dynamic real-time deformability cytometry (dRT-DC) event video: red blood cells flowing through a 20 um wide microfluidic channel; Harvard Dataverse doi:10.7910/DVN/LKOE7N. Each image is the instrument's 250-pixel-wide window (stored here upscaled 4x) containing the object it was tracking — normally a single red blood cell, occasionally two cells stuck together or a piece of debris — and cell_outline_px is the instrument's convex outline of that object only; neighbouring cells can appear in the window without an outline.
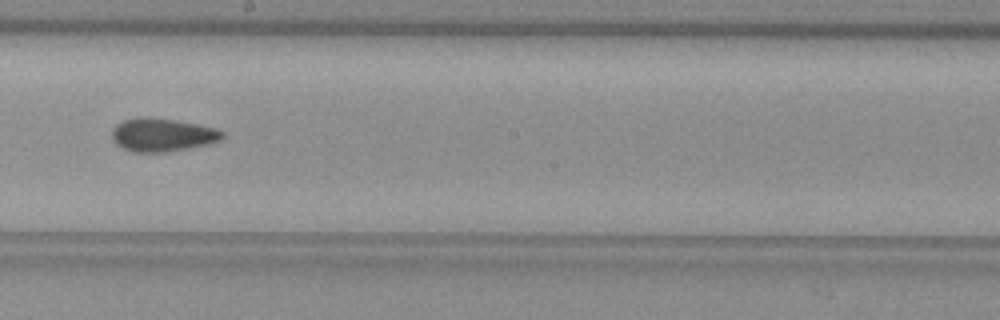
{"species": "common noctule bat (a hibernating species)", "species_latin": "Nyctalus noctula", "temperature_condition": "warm", "stored_images_in_passage": 35, "camera_frame_rate_fps": 3000, "um_per_image_px": 0.085, "animal": {"sex": "female", "body_mass_g": 29.2, "forearm_length_mm": 56.3}, "frame": {"image": 1, "passage_image": 15, "time_ms": 4.667, "image_size_px": [1000, 320], "cell_outline_px": [[224, 136], [220, 140], [208, 144], [168, 152], [132, 152], [116, 144], [112, 140], [112, 128], [116, 124], [124, 120], [140, 116], [148, 116], [196, 124], [216, 128], [224, 132]], "centroid_in_image_um": [13.77, 11.46], "position_along_channel_um": 234.4, "area_um2": 21.44}}
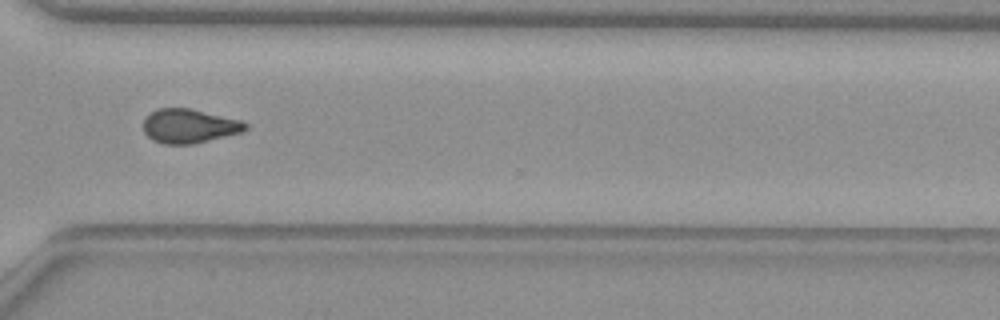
{"frame": {"image": 2, "passage_image": 24, "time_ms": 7.667, "image_size_px": [1000, 320], "cell_outline_px": [[248, 128], [244, 132], [192, 144], [164, 144], [152, 140], [144, 132], [144, 120], [152, 112], [160, 108], [188, 108], [240, 120], [248, 124]], "centroid_in_image_um": [16.1, 10.72], "position_along_channel_um": 354.5, "area_um2": 20.11}, "authors_computed_cell_mechanics": {"area_um2": 20.519, "velocity_mm_per_s": 4.0033, "shape_relaxation_time_tau1_ms": null, "shape_relaxation_time_tau2_ms": 2.1568, "deformation_change_tau1": null, "deformation_change_tau2": 0.0708}}